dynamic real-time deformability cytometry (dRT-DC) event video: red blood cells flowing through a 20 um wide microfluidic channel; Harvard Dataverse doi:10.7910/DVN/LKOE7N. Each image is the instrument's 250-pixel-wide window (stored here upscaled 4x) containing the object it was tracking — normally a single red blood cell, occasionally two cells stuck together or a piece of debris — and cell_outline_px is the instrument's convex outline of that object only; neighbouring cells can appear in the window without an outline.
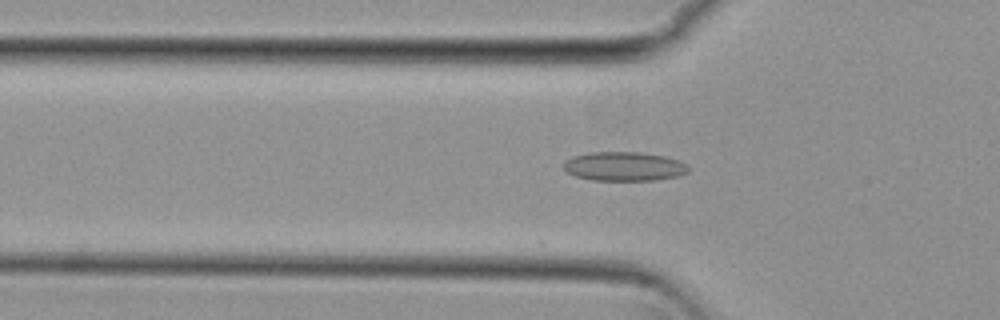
{"species": "common noctule bat (a hibernating species)", "species_latin": "Nyctalus noctula", "temperature_condition": "cold", "stored_images_in_passage": 53, "camera_frame_rate_fps": 3000, "um_per_image_px": 0.085, "animal": {"sex": "female", "body_mass_g": 29.2, "forearm_length_mm": 56.3}, "frame": {"image": 1, "passage_image": 17, "time_ms": 5.333, "image_size_px": [1000, 320], "cell_outline_px": [[692, 168], [688, 172], [680, 176], [656, 180], [592, 180], [576, 176], [568, 172], [564, 168], [564, 164], [572, 156], [592, 152], [636, 152], [664, 156], [676, 160]], "centroid_in_image_um": [53.08, 14.15], "position_along_channel_um": 72.7, "area_um2": 20.98}}
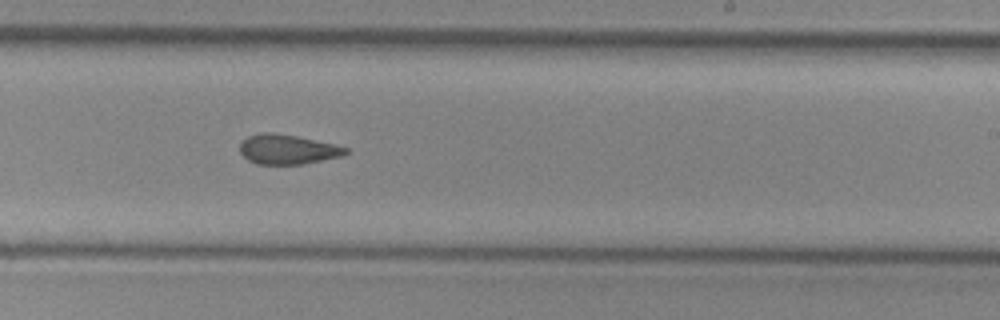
{"frame": {"image": 2, "passage_image": 32, "time_ms": 10.333, "image_size_px": [1000, 320], "cell_outline_px": [[348, 152], [340, 156], [300, 164], [256, 164], [248, 160], [240, 152], [240, 144], [248, 136], [260, 132], [272, 132], [296, 136], [332, 144], [348, 148]], "centroid_in_image_um": [24.38, 12.69], "position_along_channel_um": 264.6, "area_um2": 17.98}}
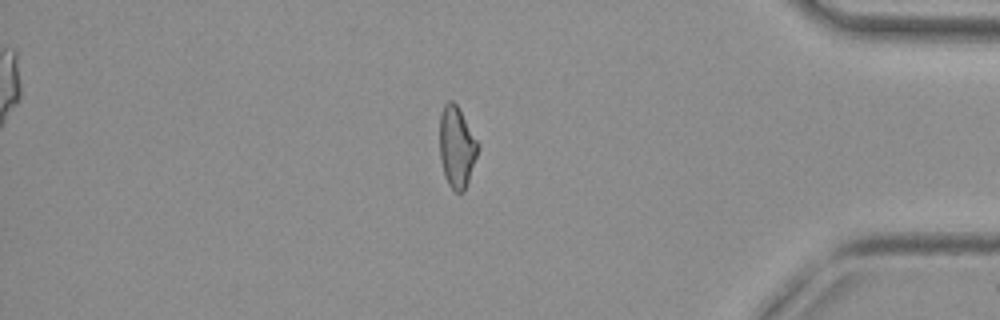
{"frame": {"image": 3, "passage_image": 45, "time_ms": 14.667, "image_size_px": [1000, 320], "cell_outline_px": [[480, 148], [464, 192], [456, 192], [448, 184], [440, 160], [440, 112], [444, 104], [448, 100], [452, 100], [460, 108], [480, 144]], "centroid_in_image_um": [38.84, 12.45], "position_along_channel_um": 396.4, "area_um2": 18.38}, "authors_computed_cell_mechanics": {"area_um2": 19.1896, "velocity_mm_per_s": 3.8268, "shape_relaxation_time_tau1_ms": null, "shape_relaxation_time_tau2_ms": 2.5202, "deformation_change_tau1": null, "deformation_change_tau2": 0.0957}}